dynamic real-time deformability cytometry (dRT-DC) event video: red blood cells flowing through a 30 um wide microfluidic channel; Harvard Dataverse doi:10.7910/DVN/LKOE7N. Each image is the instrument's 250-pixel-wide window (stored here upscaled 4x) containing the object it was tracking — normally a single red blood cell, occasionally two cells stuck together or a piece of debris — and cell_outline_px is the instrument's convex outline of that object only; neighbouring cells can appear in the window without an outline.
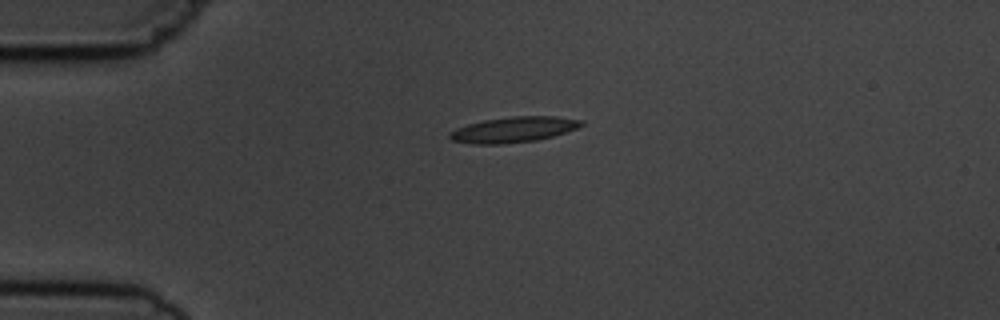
{"species": "common noctule bat (a hibernating species)", "species_latin": "Nyctalus noctula", "temperature_condition": "cold", "stored_images_in_passage": 3, "camera_frame_rate_fps": 3000, "um_per_image_px": 0.085, "animal": {"sex": "male", "body_mass_g": 19.5, "forearm_length_mm": 54.6}, "frame": {"image": 1, "passage_image": 1, "time_ms": 0.0, "image_size_px": [1000, 320], "cell_outline_px": [[584, 124], [576, 128], [552, 136], [536, 140], [500, 144], [472, 144], [452, 140], [448, 136], [448, 132], [456, 128], [468, 124], [484, 120], [512, 116], [556, 116], [584, 120]], "centroid_in_image_um": [43.63, 11.01], "position_along_channel_um": 41.4, "area_um2": 19.54}}
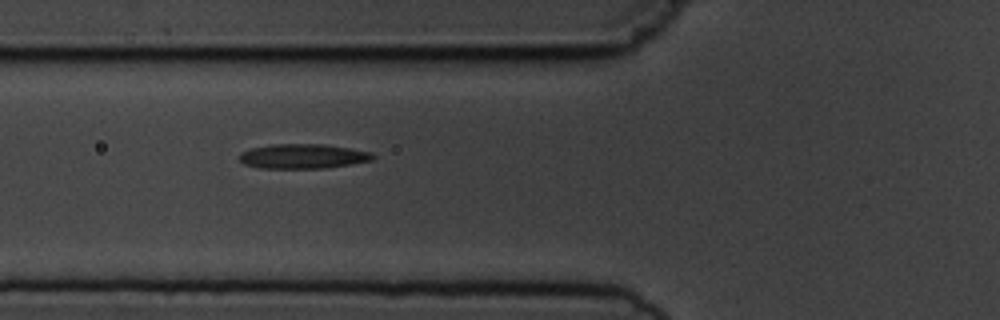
{"frame": {"image": 2, "passage_image": 3, "time_ms": 2.333, "image_size_px": [1000, 320], "cell_outline_px": [[376, 156], [372, 160], [324, 168], [260, 168], [244, 164], [240, 160], [240, 152], [252, 148], [272, 144], [324, 144], [352, 148], [372, 152]], "centroid_in_image_um": [25.76, 13.27], "position_along_channel_um": 100.0, "area_um2": 19.13}}